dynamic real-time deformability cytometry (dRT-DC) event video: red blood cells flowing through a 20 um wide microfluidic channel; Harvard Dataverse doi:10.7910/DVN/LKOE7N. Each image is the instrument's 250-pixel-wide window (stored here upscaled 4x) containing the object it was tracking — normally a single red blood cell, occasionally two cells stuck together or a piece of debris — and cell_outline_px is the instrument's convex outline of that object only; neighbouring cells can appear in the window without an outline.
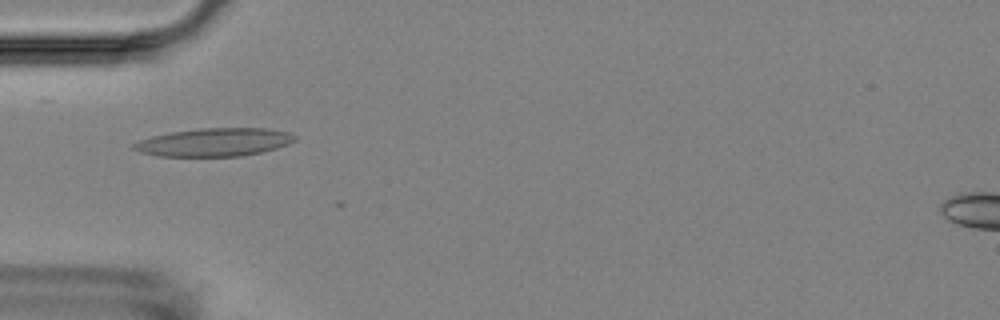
{"species": "Egyptian fruit bat (a non-hibernating species)", "species_latin": "Rousettus aegyptiacus", "temperature_condition": "room temperature", "stored_images_in_passage": 7, "camera_frame_rate_fps": 3000, "um_per_image_px": 0.085, "animal": {"sex": "female"}, "frame": {"image": 1, "passage_image": 5, "time_ms": 5.333, "image_size_px": [1000, 320], "cell_outline_px": [[296, 140], [288, 144], [264, 152], [240, 156], [156, 156], [140, 152], [132, 148], [132, 144], [136, 140], [168, 132], [200, 128], [268, 128], [288, 132], [296, 136]], "centroid_in_image_um": [18.18, 12.08], "position_along_channel_um": 66.8, "area_um2": 26.7}}
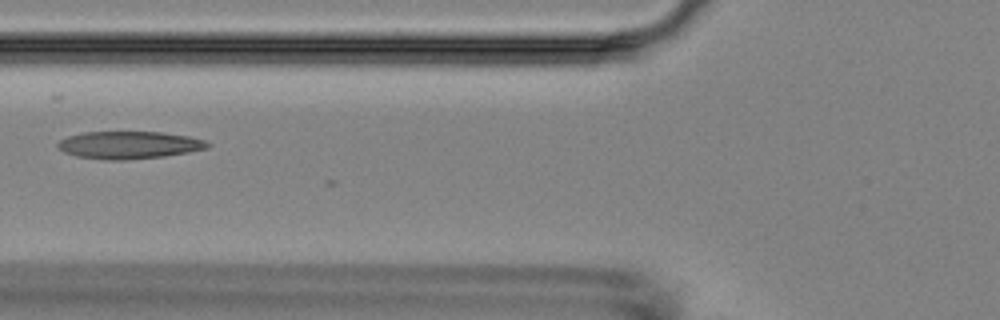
{"frame": {"image": 2, "passage_image": 6, "time_ms": 6.667, "image_size_px": [1000, 320], "cell_outline_px": [[212, 144], [208, 148], [188, 152], [164, 156], [124, 160], [104, 160], [76, 156], [64, 152], [56, 144], [60, 140], [68, 136], [84, 132], [160, 132], [188, 136], [204, 140]], "centroid_in_image_um": [10.97, 12.33], "position_along_channel_um": 114.8, "area_um2": 23.93}}